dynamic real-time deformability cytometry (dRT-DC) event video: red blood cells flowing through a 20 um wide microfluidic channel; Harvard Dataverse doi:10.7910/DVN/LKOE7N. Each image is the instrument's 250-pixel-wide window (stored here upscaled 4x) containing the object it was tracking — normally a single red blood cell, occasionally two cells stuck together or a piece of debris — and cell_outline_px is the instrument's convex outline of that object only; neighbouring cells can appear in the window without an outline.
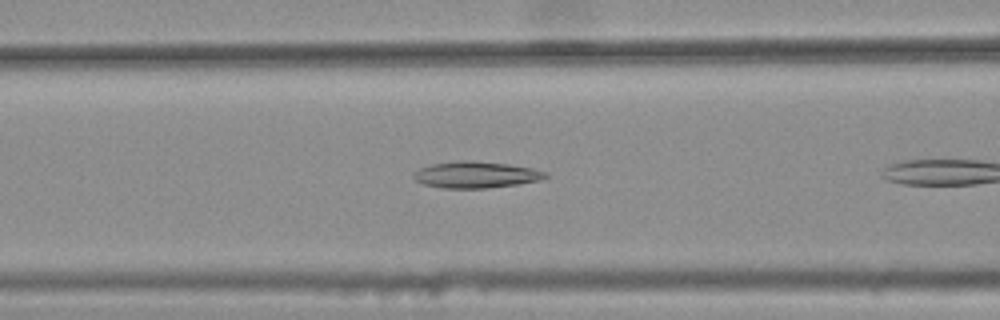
{"species": "common noctule bat (a hibernating species)", "species_latin": "Nyctalus noctula", "temperature_condition": "warm", "stored_images_in_passage": 10, "camera_frame_rate_fps": 3000, "um_per_image_px": 0.085, "animal": {"sex": "female", "body_mass_g": 25.1}, "frame": {"image": 1, "passage_image": 6, "time_ms": 1.667, "image_size_px": [1000, 320], "cell_outline_px": [[548, 176], [540, 180], [516, 184], [488, 188], [440, 188], [424, 184], [416, 180], [412, 176], [420, 168], [432, 164], [460, 160], [464, 160], [508, 164], [532, 168], [548, 172]], "centroid_in_image_um": [40.46, 14.85], "position_along_channel_um": 126.1, "area_um2": 20.17}}
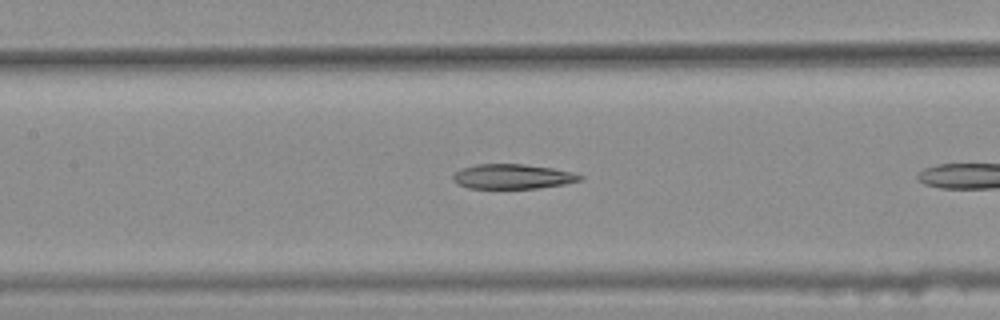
{"frame": {"image": 2, "passage_image": 9, "time_ms": 2.667, "image_size_px": [1000, 320], "cell_outline_px": [[584, 176], [580, 180], [564, 184], [540, 188], [468, 188], [456, 184], [452, 180], [452, 176], [456, 172], [464, 168], [476, 164], [520, 164], [552, 168], [572, 172]], "centroid_in_image_um": [43.55, 15.01], "position_along_channel_um": 163.9, "area_um2": 18.21}}